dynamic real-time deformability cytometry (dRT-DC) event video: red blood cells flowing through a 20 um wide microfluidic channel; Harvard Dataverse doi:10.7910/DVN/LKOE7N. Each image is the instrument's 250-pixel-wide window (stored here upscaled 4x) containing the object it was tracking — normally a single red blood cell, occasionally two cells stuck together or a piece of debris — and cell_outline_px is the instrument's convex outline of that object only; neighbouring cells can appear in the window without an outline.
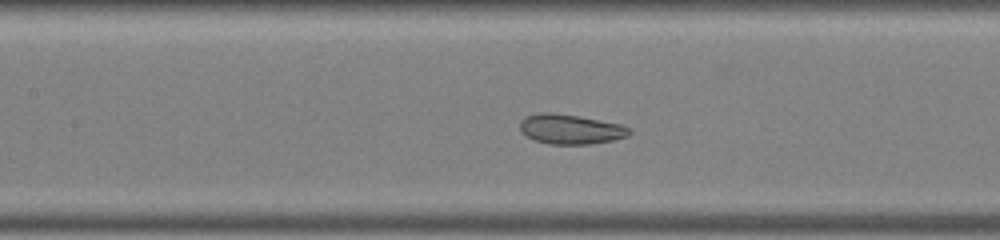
{"species": "common noctule bat (a hibernating species)", "species_latin": "Nyctalus noctula", "temperature_condition": "warm", "stored_images_in_passage": 39, "camera_frame_rate_fps": 3000, "um_per_image_px": 0.085, "animal": {"sex": "male", "body_mass_g": 19.0, "forearm_length_mm": 50.8}, "frame": {"image": 1, "passage_image": 14, "time_ms": 4.333, "image_size_px": [1000, 240], "cell_outline_px": [[632, 132], [628, 136], [612, 140], [592, 144], [548, 144], [536, 140], [520, 132], [520, 120], [524, 116], [540, 112], [548, 112], [576, 116], [620, 124], [632, 128]], "centroid_in_image_um": [48.49, 10.98], "position_along_channel_um": 158.9, "area_um2": 18.96}}
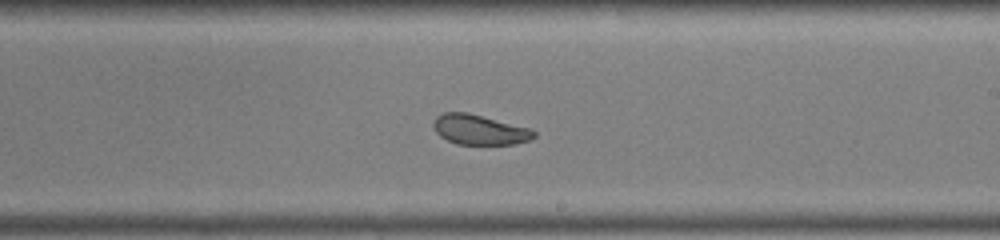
{"frame": {"image": 2, "passage_image": 20, "time_ms": 6.333, "image_size_px": [1000, 240], "cell_outline_px": [[536, 136], [532, 140], [516, 144], [456, 144], [440, 136], [436, 132], [432, 124], [436, 116], [444, 112], [468, 112], [532, 128], [536, 132]], "centroid_in_image_um": [40.8, 11.02], "position_along_channel_um": 248.2, "area_um2": 17.86}}
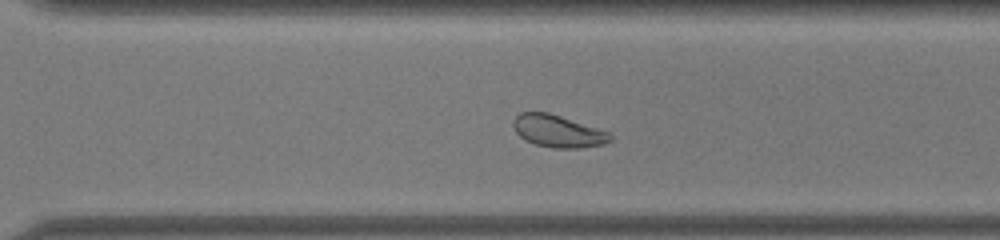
{"frame": {"image": 3, "passage_image": 25, "time_ms": 8.0, "image_size_px": [1000, 240], "cell_outline_px": [[612, 140], [604, 144], [580, 148], [552, 148], [536, 144], [524, 140], [516, 132], [512, 124], [516, 116], [520, 112], [548, 112], [612, 132]], "centroid_in_image_um": [47.46, 11.15], "position_along_channel_um": 323.1, "area_um2": 18.38}}